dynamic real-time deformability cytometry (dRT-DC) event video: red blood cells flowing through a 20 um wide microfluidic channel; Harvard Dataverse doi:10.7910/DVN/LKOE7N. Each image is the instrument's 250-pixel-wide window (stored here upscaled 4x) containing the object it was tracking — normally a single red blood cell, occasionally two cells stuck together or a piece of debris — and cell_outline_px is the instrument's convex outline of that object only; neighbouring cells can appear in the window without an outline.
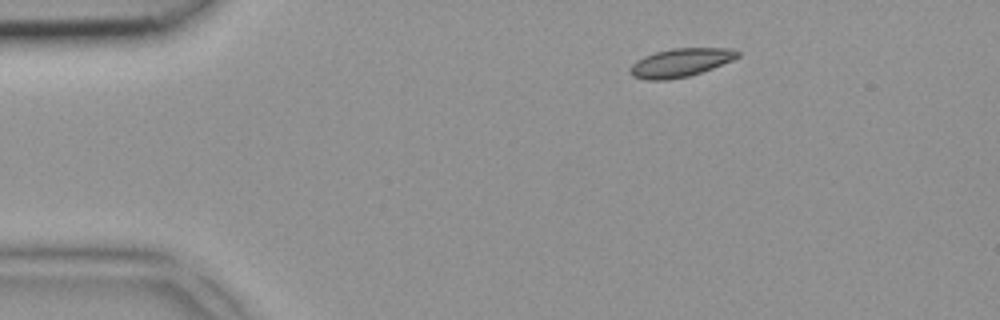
{"species": "common noctule bat (a hibernating species)", "species_latin": "Nyctalus noctula", "temperature_condition": "room temperature", "stored_images_in_passage": 4, "camera_frame_rate_fps": 3000, "um_per_image_px": 0.085, "animal": {"sex": "female", "body_mass_g": 18.4}, "frame": {"image": 1, "passage_image": 1, "time_ms": 0.0, "image_size_px": [1000, 320], "cell_outline_px": [[740, 56], [732, 60], [712, 68], [688, 76], [668, 80], [644, 80], [632, 76], [628, 72], [628, 68], [636, 60], [644, 56], [656, 52], [672, 48], [728, 48], [740, 52]], "centroid_in_image_um": [57.79, 5.33], "position_along_channel_um": 27.2, "area_um2": 17.86}}
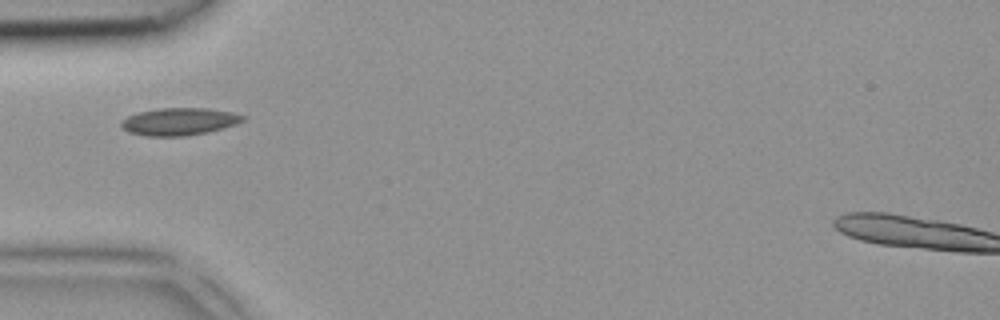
{"frame": {"image": 2, "passage_image": 3, "time_ms": 0.667, "image_size_px": [1000, 320], "cell_outline_px": [[244, 120], [236, 124], [224, 128], [208, 132], [184, 136], [148, 136], [128, 132], [120, 124], [120, 120], [128, 116], [140, 112], [160, 108], [208, 108], [232, 112], [244, 116]], "centroid_in_image_um": [15.24, 10.33], "position_along_channel_um": 69.8, "area_um2": 19.36}}